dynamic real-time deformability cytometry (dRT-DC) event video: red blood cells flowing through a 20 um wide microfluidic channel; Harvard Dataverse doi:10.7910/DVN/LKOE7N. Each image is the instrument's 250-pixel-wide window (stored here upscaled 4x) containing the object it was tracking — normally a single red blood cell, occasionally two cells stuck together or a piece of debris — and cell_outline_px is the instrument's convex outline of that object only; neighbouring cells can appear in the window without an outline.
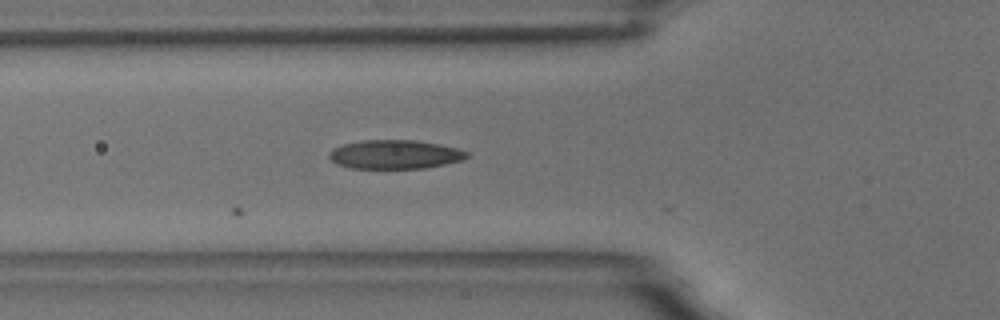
{"species": "common noctule bat (a hibernating species)", "species_latin": "Nyctalus noctula", "temperature_condition": "room temperature", "stored_images_in_passage": 11, "camera_frame_rate_fps": 3000, "um_per_image_px": 0.085, "animal": {"sex": "male", "body_mass_g": 18.8}, "frame": {"image": 1, "passage_image": 11, "time_ms": 3.333, "image_size_px": [1000, 320], "cell_outline_px": [[472, 156], [464, 160], [424, 168], [352, 168], [336, 164], [328, 156], [328, 152], [332, 148], [344, 144], [360, 140], [416, 140], [440, 144], [456, 148], [468, 152]], "centroid_in_image_um": [33.58, 13.12], "position_along_channel_um": 92.2, "area_um2": 23.35}}